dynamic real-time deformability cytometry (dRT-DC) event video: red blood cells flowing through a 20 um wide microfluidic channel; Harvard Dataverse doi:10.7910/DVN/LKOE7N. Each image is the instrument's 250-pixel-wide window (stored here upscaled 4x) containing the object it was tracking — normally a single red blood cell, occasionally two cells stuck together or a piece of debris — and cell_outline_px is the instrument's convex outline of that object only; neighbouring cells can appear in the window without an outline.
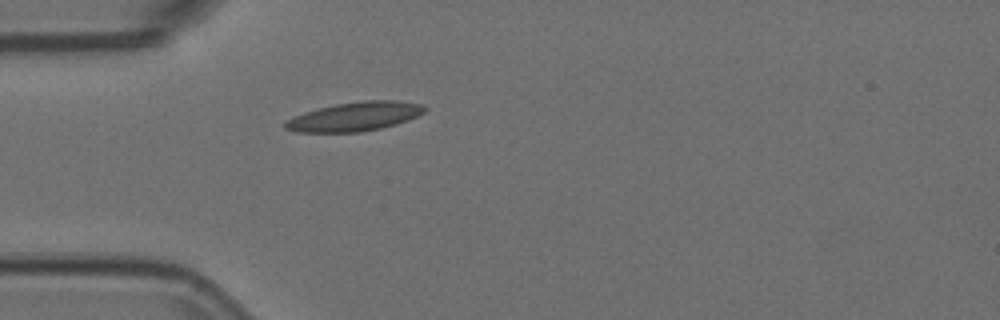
{"species": "Egyptian fruit bat (a non-hibernating species)", "species_latin": "Rousettus aegyptiacus", "temperature_condition": "room temperature", "stored_images_in_passage": 40, "camera_frame_rate_fps": 3000, "um_per_image_px": 0.085, "animal": {"sex": "female"}, "frame": {"image": 1, "passage_image": 1, "time_ms": 0.0, "image_size_px": [1000, 320], "cell_outline_px": [[428, 108], [424, 112], [408, 120], [396, 124], [380, 128], [360, 132], [296, 132], [284, 128], [284, 120], [292, 116], [304, 112], [336, 104], [364, 100], [396, 100], [424, 104]], "centroid_in_image_um": [30.15, 9.9], "position_along_channel_um": 54.9, "area_um2": 23.7}}
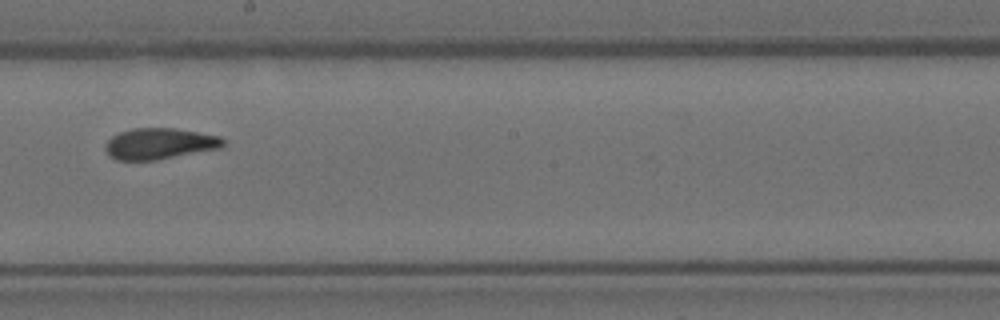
{"frame": {"image": 2, "passage_image": 16, "time_ms": 5.0, "image_size_px": [1000, 320], "cell_outline_px": [[224, 144], [220, 148], [156, 160], [116, 160], [108, 156], [104, 148], [104, 144], [112, 136], [120, 132], [132, 128], [176, 128], [220, 136], [224, 140]], "centroid_in_image_um": [13.52, 12.21], "position_along_channel_um": 234.7, "area_um2": 21.44}}
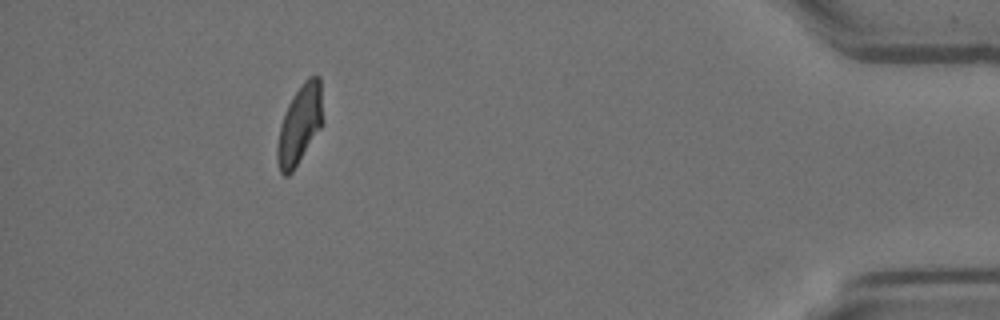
{"frame": {"image": 3, "passage_image": 35, "time_ms": 11.333, "image_size_px": [1000, 320], "cell_outline_px": [[320, 128], [292, 172], [288, 176], [284, 176], [280, 172], [276, 160], [276, 148], [280, 124], [288, 104], [292, 96], [304, 80], [308, 76], [320, 76]], "centroid_in_image_um": [25.4, 10.62], "position_along_channel_um": 409.8, "area_um2": 20.4}, "authors_computed_cell_mechanics": {"area_um2": 21.6172, "velocity_mm_per_s": 3.7076, "shape_relaxation_time_tau1_ms": 8.7025, "shape_relaxation_time_tau2_ms": 2.3148, "deformation_change_tau1": 0.2117, "deformation_change_tau2": 0.0561}}